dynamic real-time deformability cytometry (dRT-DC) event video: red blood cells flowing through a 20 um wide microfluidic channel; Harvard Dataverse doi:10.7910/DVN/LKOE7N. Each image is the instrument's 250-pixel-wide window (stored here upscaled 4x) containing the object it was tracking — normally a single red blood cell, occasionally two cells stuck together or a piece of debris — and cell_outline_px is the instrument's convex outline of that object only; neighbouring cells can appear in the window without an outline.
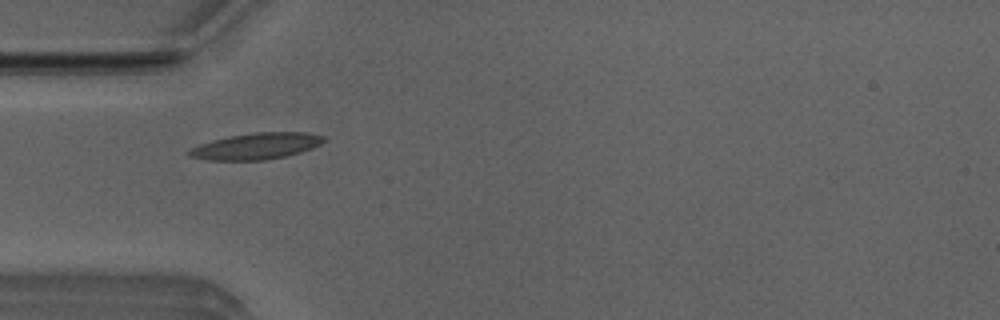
{"species": "Egyptian fruit bat (a non-hibernating species)", "species_latin": "Rousettus aegyptiacus", "temperature_condition": "room temperature", "stored_images_in_passage": 5, "camera_frame_rate_fps": 3000, "um_per_image_px": 0.085, "animal": {"sex": "male"}, "frame": {"image": 1, "passage_image": 3, "time_ms": 0.667, "image_size_px": [1000, 320], "cell_outline_px": [[324, 140], [320, 144], [312, 148], [300, 152], [284, 156], [264, 160], [208, 160], [188, 156], [184, 152], [188, 148], [212, 140], [252, 132], [308, 132], [324, 136]], "centroid_in_image_um": [21.72, 12.42], "position_along_channel_um": 63.3, "area_um2": 20.69}}